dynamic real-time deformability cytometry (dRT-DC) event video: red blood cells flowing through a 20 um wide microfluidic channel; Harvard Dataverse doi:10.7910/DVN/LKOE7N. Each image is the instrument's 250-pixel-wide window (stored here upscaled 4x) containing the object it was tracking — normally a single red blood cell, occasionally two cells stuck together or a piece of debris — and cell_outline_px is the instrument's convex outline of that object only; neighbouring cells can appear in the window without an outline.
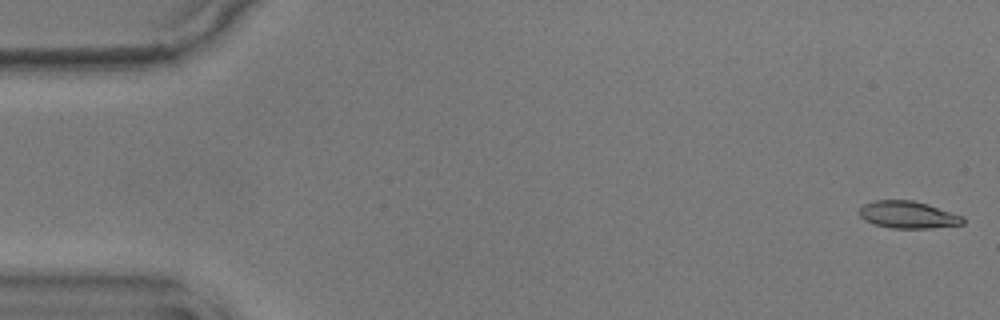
{"species": "common noctule bat (a hibernating species)", "species_latin": "Nyctalus noctula", "temperature_condition": "warm", "stored_images_in_passage": 56, "camera_frame_rate_fps": 3000, "um_per_image_px": 0.085, "animal": {"sex": "male", "body_mass_g": 17.9}, "frame": {"image": 1, "passage_image": 1, "time_ms": 0.0, "image_size_px": [1000, 320], "cell_outline_px": [[964, 224], [928, 228], [892, 228], [876, 224], [864, 220], [860, 216], [860, 208], [864, 204], [872, 200], [912, 200], [928, 204], [964, 216]], "centroid_in_image_um": [77.19, 18.24], "position_along_channel_um": 7.8, "area_um2": 16.36}}
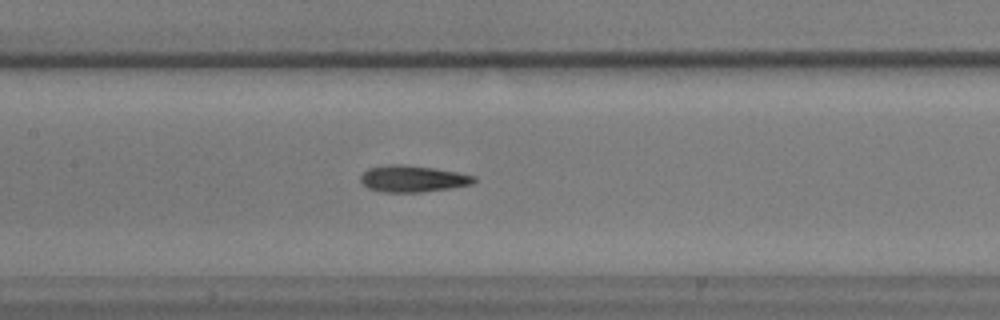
{"frame": {"image": 2, "passage_image": 26, "time_ms": 8.333, "image_size_px": [1000, 320], "cell_outline_px": [[476, 180], [472, 184], [452, 188], [420, 192], [384, 192], [368, 188], [360, 180], [360, 176], [368, 168], [388, 164], [404, 164], [436, 168], [476, 176]], "centroid_in_image_um": [35.09, 15.18], "position_along_channel_um": 172.3, "area_um2": 17.63}}
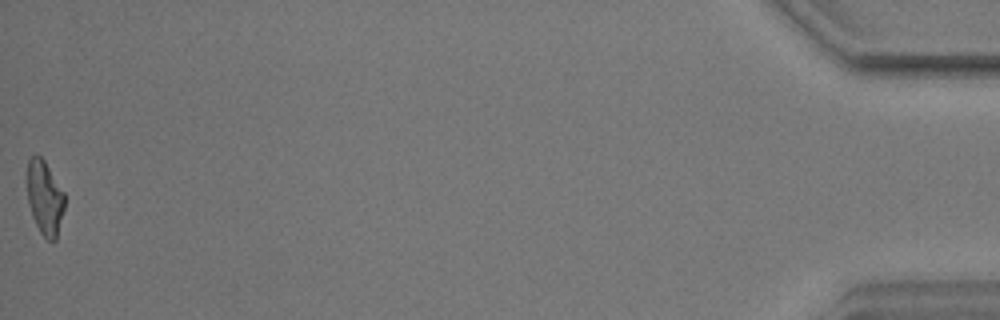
{"frame": {"image": 3, "passage_image": 56, "time_ms": 18.333, "image_size_px": [1000, 320], "cell_outline_px": [[64, 208], [56, 240], [48, 240], [40, 232], [32, 216], [28, 204], [28, 160], [36, 152], [44, 160], [64, 192]], "centroid_in_image_um": [3.8, 16.8], "position_along_channel_um": 431.4, "area_um2": 16.01}, "authors_computed_cell_mechanics": {"area_um2": 17.3111, "velocity_mm_per_s": 3.5844, "shape_relaxation_time_tau1_ms": 3.439, "shape_relaxation_time_tau2_ms": 3.4557, "deformation_change_tau1": 0.1408, "deformation_change_tau2": 0.1114}}